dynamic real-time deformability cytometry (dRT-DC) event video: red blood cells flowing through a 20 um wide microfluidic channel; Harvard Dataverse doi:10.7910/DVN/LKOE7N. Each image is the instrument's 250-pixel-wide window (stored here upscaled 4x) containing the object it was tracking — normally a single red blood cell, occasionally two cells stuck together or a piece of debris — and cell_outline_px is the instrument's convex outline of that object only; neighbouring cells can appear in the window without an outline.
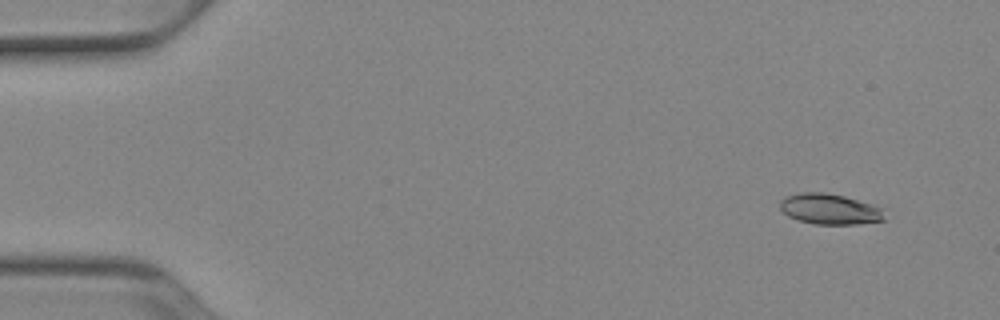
{"species": "Egyptian fruit bat (a non-hibernating species)", "species_latin": "Rousettus aegyptiacus", "temperature_condition": "cold", "stored_images_in_passage": 49, "camera_frame_rate_fps": 3000, "um_per_image_px": 0.085, "animal": {"sex": "female"}, "frame": {"image": 1, "passage_image": 1, "time_ms": 0.0, "image_size_px": [1000, 320], "cell_outline_px": [[884, 220], [856, 224], [816, 224], [800, 220], [788, 216], [780, 208], [780, 200], [784, 196], [800, 192], [824, 192], [844, 196], [884, 208]], "centroid_in_image_um": [70.52, 17.76], "position_along_channel_um": 14.5, "area_um2": 18.61}}
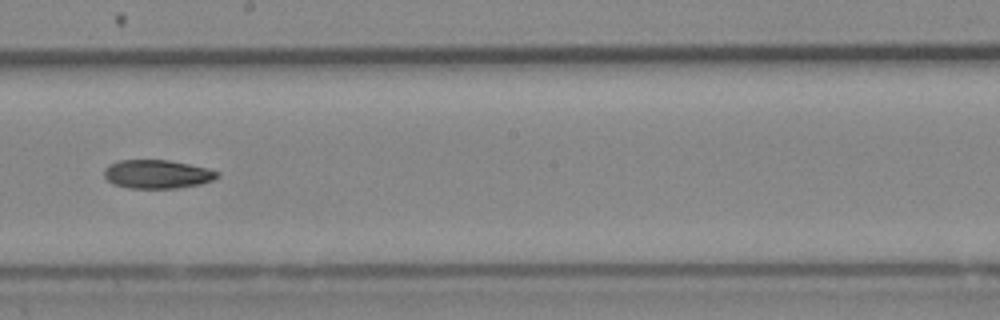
{"frame": {"image": 2, "passage_image": 27, "time_ms": 8.667, "image_size_px": [1000, 320], "cell_outline_px": [[220, 176], [212, 180], [200, 184], [176, 188], [128, 188], [112, 184], [104, 176], [104, 168], [108, 164], [120, 160], [168, 160], [208, 168], [220, 172]], "centroid_in_image_um": [13.35, 14.8], "position_along_channel_um": 234.9, "area_um2": 18.96}}
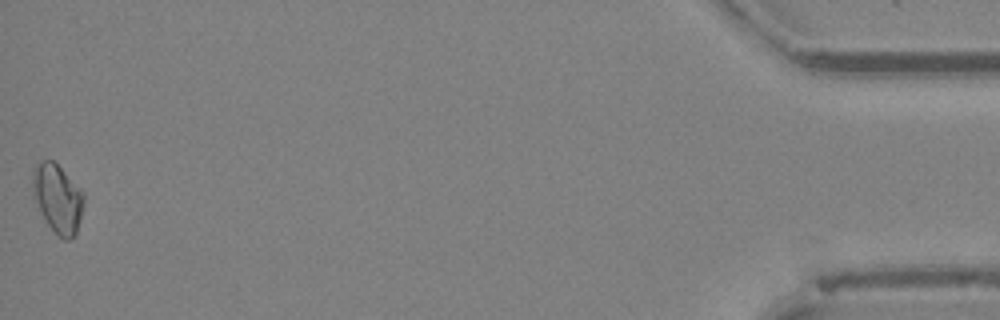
{"frame": {"image": 3, "passage_image": 49, "time_ms": 16.0, "image_size_px": [1000, 320], "cell_outline_px": [[84, 204], [80, 220], [76, 232], [68, 240], [64, 240], [48, 224], [32, 196], [32, 168], [40, 160], [52, 160], [84, 192]], "centroid_in_image_um": [4.88, 16.83], "position_along_channel_um": 430.3, "area_um2": 20.29}, "authors_computed_cell_mechanics": {"area_um2": 19.074, "velocity_mm_per_s": 3.9183, "shape_relaxation_time_tau1_ms": 11.1173, "shape_relaxation_time_tau2_ms": 9.3177, "deformation_change_tau1": 0.1692, "deformation_change_tau2": 0.1402}}